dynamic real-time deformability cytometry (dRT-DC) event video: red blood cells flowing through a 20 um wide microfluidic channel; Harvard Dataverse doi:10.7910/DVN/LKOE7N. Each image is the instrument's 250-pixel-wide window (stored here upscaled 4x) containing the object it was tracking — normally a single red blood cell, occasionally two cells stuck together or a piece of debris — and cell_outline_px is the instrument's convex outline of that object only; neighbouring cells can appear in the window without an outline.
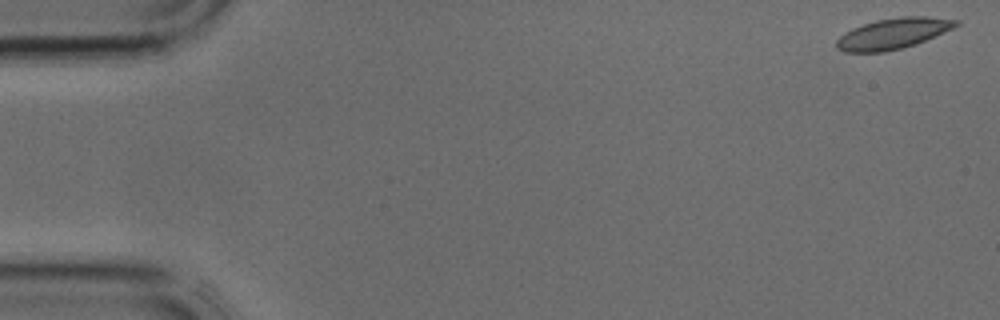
{"species": "common noctule bat (a hibernating species)", "species_latin": "Nyctalus noctula", "temperature_condition": "cold", "stored_images_in_passage": 7, "camera_frame_rate_fps": 3000, "um_per_image_px": 0.085, "animal": {"sex": "male", "body_mass_g": 17.9, "forearm_length_mm": 54.2}, "frame": {"image": 1, "passage_image": 1, "time_ms": 0.0, "image_size_px": [1000, 320], "cell_outline_px": [[960, 24], [952, 28], [916, 44], [884, 52], [844, 52], [836, 48], [836, 40], [844, 32], [852, 28], [876, 20], [900, 16], [928, 16], [960, 20]], "centroid_in_image_um": [75.89, 2.84], "position_along_channel_um": 9.1, "area_um2": 21.39}}